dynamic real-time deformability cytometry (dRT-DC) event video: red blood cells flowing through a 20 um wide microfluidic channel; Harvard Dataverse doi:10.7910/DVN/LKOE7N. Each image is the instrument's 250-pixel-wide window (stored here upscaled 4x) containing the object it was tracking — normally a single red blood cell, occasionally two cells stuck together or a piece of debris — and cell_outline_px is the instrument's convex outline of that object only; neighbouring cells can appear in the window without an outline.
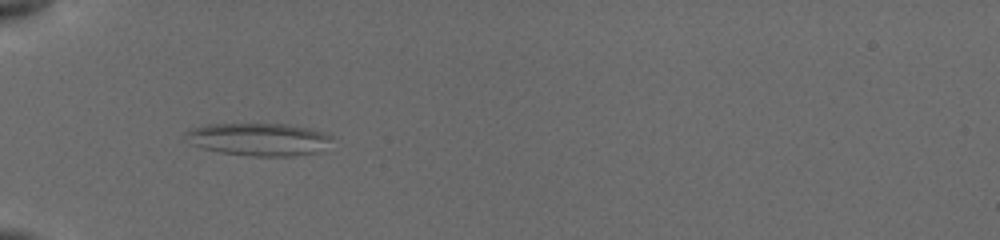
{"species": "common noctule bat (a hibernating species)", "species_latin": "Nyctalus noctula", "temperature_condition": "cold", "stored_images_in_passage": 31, "camera_frame_rate_fps": 3000, "um_per_image_px": 0.085, "animal": {"sex": "female", "body_mass_g": 19.5, "forearm_length_mm": 54.1}, "frame": {"image": 1, "passage_image": 6, "time_ms": 2.0, "image_size_px": [1000, 240], "cell_outline_px": [[332, 136], [328, 140], [312, 152], [288, 156], [252, 156], [220, 152], [204, 148], [192, 144], [184, 136], [184, 132], [188, 128], [208, 124], [288, 124], [308, 128], [324, 132]], "centroid_in_image_um": [21.84, 11.82], "position_along_channel_um": 63.2, "area_um2": 27.22}}
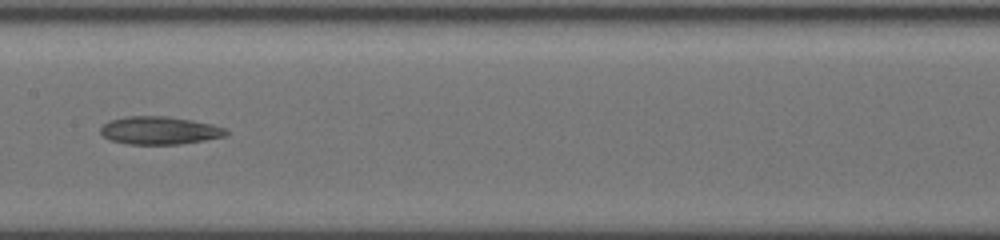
{"frame": {"image": 2, "passage_image": 14, "time_ms": 5.667, "image_size_px": [1000, 240], "cell_outline_px": [[228, 136], [180, 144], [128, 144], [108, 140], [100, 132], [100, 128], [104, 124], [112, 120], [124, 116], [164, 116], [192, 120], [212, 124], [228, 128]], "centroid_in_image_um": [13.59, 11.09], "position_along_channel_um": 193.8, "area_um2": 20.52}}
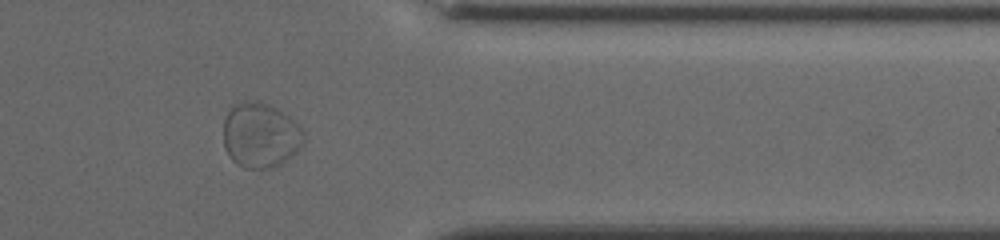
{"frame": {"image": 3, "passage_image": 25, "time_ms": 11.0, "image_size_px": [1000, 240], "cell_outline_px": [[304, 144], [292, 156], [280, 164], [268, 168], [244, 168], [236, 164], [232, 160], [224, 148], [224, 120], [228, 112], [236, 104], [244, 100], [260, 100], [276, 108], [288, 116], [304, 132]], "centroid_in_image_um": [22.13, 11.49], "position_along_channel_um": 389.3, "area_um2": 30.46}}